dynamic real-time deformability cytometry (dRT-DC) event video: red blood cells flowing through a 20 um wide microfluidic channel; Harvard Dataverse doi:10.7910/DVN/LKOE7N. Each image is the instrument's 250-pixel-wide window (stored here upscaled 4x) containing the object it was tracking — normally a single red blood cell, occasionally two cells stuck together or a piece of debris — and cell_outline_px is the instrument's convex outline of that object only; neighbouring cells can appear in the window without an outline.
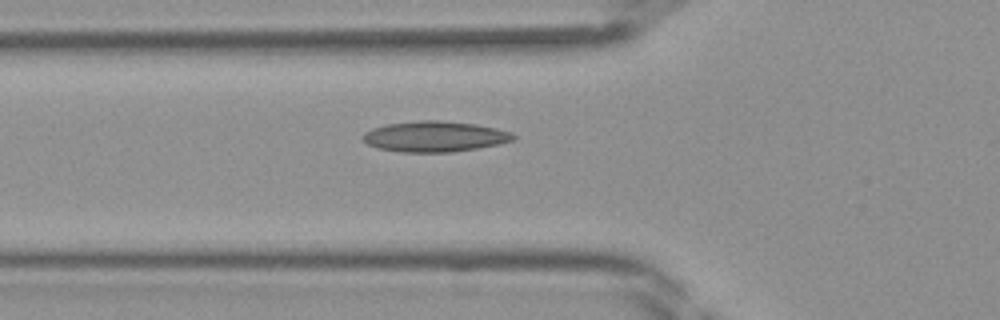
{"species": "Egyptian fruit bat (a non-hibernating species)", "species_latin": "Rousettus aegyptiacus", "temperature_condition": "room temperature", "stored_images_in_passage": 30, "camera_frame_rate_fps": 3000, "um_per_image_px": 0.085, "frame": {"image": 1, "passage_image": 2, "time_ms": 0.333, "image_size_px": [1000, 320], "cell_outline_px": [[516, 136], [512, 140], [500, 144], [452, 152], [400, 152], [376, 148], [368, 144], [360, 136], [364, 132], [372, 128], [388, 124], [420, 120], [440, 120], [476, 124], [496, 128], [512, 132]], "centroid_in_image_um": [36.93, 11.6], "position_along_channel_um": 88.9, "area_um2": 26.93}}
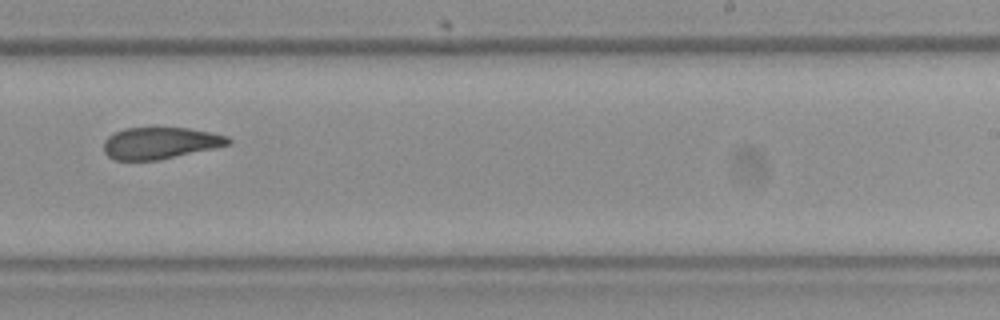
{"frame": {"image": 2, "passage_image": 14, "time_ms": 4.333, "image_size_px": [1000, 320], "cell_outline_px": [[232, 144], [160, 160], [112, 160], [104, 152], [104, 140], [108, 136], [124, 128], [188, 128], [212, 132], [228, 136], [232, 140]], "centroid_in_image_um": [13.63, 12.16], "position_along_channel_um": 275.4, "area_um2": 23.12}}
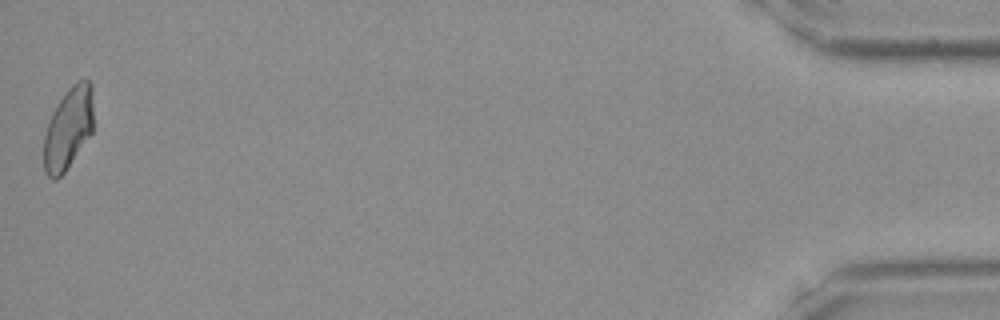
{"frame": {"image": 3, "passage_image": 30, "time_ms": 9.667, "image_size_px": [1000, 320], "cell_outline_px": [[92, 132], [64, 172], [56, 180], [52, 180], [44, 172], [44, 136], [48, 120], [52, 112], [68, 88], [76, 80], [88, 80], [92, 84]], "centroid_in_image_um": [5.78, 10.91], "position_along_channel_um": 429.4, "area_um2": 23.52}}